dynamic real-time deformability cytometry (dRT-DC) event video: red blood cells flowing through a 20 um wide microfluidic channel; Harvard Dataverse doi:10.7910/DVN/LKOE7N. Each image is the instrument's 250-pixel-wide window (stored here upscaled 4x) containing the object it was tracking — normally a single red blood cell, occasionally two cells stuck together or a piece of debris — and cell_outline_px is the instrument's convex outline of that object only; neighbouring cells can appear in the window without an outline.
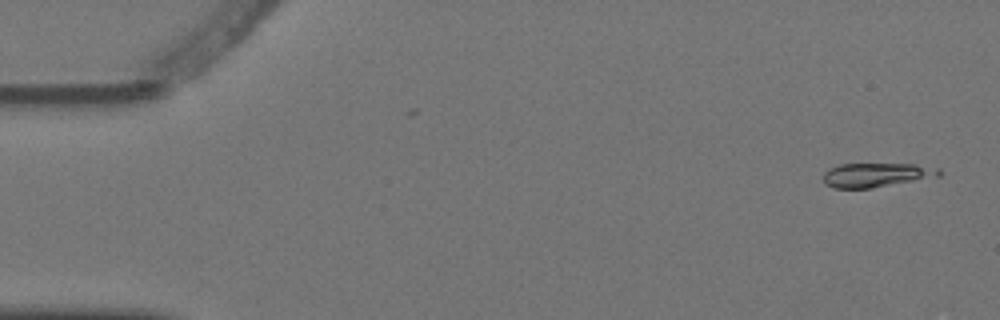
{"species": "Egyptian fruit bat (a non-hibernating species)", "species_latin": "Rousettus aegyptiacus", "temperature_condition": "warm", "stored_images_in_passage": 4, "camera_frame_rate_fps": 3000, "um_per_image_px": 0.085, "animal": {"sex": "female"}, "frame": {"image": 1, "passage_image": 1, "time_ms": 0.0, "image_size_px": [1000, 320], "cell_outline_px": [[940, 176], [872, 188], [832, 188], [824, 184], [824, 172], [828, 168], [840, 164], [916, 164], [940, 168]], "centroid_in_image_um": [74.47, 14.87], "position_along_channel_um": 10.5, "area_um2": 16.36}}